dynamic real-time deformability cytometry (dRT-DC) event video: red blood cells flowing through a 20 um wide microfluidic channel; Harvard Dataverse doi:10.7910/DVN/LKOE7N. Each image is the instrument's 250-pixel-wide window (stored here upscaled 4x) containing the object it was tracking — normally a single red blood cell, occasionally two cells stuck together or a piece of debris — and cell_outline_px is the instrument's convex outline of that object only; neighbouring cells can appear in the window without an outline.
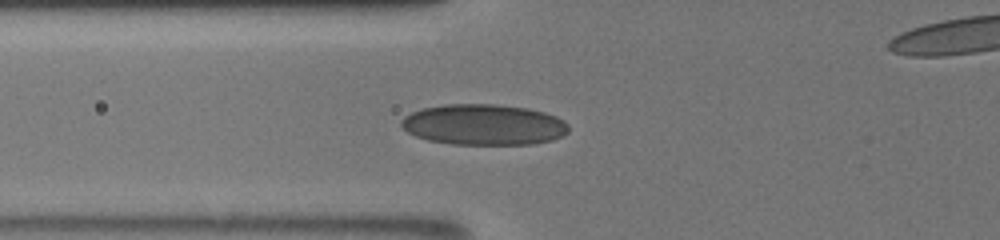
{"species": "human", "species_latin": "Homo sapiens", "temperature_condition": "room temperature", "stored_images_in_passage": 9, "camera_frame_rate_fps": 3000, "um_per_image_px": 0.085, "donor": {"sex": "male"}, "frame": {"image": 1, "passage_image": 4, "time_ms": 0.333, "image_size_px": [1000, 240], "cell_outline_px": [[568, 132], [564, 136], [552, 140], [532, 144], [452, 144], [428, 140], [416, 136], [408, 132], [400, 124], [400, 120], [404, 116], [412, 112], [424, 108], [444, 104], [496, 104], [528, 108], [544, 112], [556, 116], [564, 120], [568, 124]], "centroid_in_image_um": [41.14, 10.59], "position_along_channel_um": 84.7, "area_um2": 39.94}}